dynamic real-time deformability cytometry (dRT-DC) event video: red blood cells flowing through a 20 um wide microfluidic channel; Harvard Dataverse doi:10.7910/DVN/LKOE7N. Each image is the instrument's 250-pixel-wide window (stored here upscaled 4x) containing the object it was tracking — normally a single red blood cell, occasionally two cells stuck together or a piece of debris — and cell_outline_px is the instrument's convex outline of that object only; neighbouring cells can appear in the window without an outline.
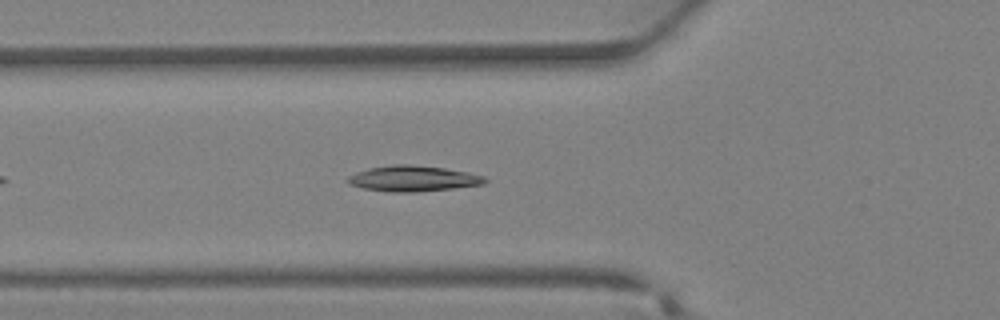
{"species": "Egyptian fruit bat (a non-hibernating species)", "species_latin": "Rousettus aegyptiacus", "temperature_condition": "warm", "stored_images_in_passage": 29, "camera_frame_rate_fps": 3000, "um_per_image_px": 0.085, "animal": {"sex": "female"}, "frame": {"image": 1, "passage_image": 5, "time_ms": 1.333, "image_size_px": [1000, 320], "cell_outline_px": [[488, 180], [484, 184], [452, 188], [412, 192], [392, 192], [364, 188], [348, 184], [344, 180], [348, 176], [356, 172], [368, 168], [392, 164], [408, 164], [444, 168], [468, 172], [484, 176]], "centroid_in_image_um": [35.07, 15.17], "position_along_channel_um": 90.7, "area_um2": 20.52}}
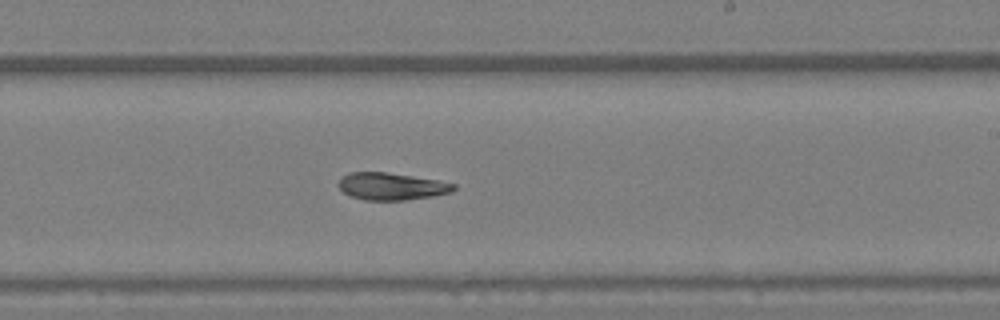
{"frame": {"image": 2, "passage_image": 14, "time_ms": 4.333, "image_size_px": [1000, 320], "cell_outline_px": [[456, 188], [452, 192], [432, 196], [404, 200], [364, 200], [352, 196], [344, 192], [340, 188], [340, 180], [348, 172], [388, 172], [436, 180], [456, 184]], "centroid_in_image_um": [33.3, 15.84], "position_along_channel_um": 255.7, "area_um2": 18.03}}
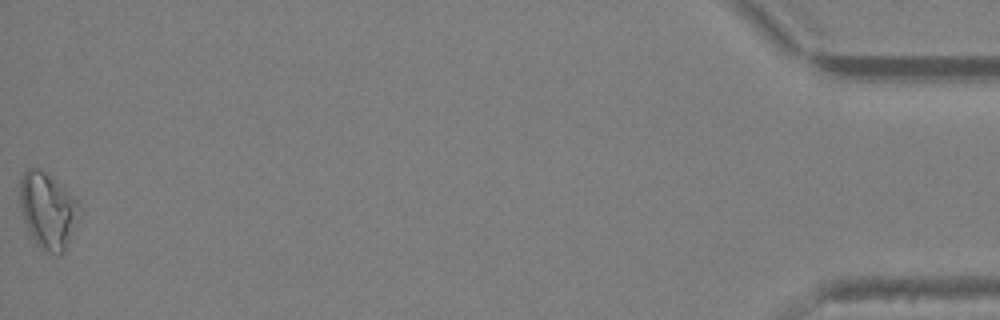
{"frame": {"image": 3, "passage_image": 29, "time_ms": 9.333, "image_size_px": [1000, 320], "cell_outline_px": [[80, 208], [68, 244], [64, 252], [60, 256], [44, 252], [36, 244], [28, 232], [20, 208], [20, 180], [24, 172], [28, 168], [40, 168], [64, 188], [80, 204]], "centroid_in_image_um": [4.03, 17.93], "position_along_channel_um": 431.2, "area_um2": 26.18}}